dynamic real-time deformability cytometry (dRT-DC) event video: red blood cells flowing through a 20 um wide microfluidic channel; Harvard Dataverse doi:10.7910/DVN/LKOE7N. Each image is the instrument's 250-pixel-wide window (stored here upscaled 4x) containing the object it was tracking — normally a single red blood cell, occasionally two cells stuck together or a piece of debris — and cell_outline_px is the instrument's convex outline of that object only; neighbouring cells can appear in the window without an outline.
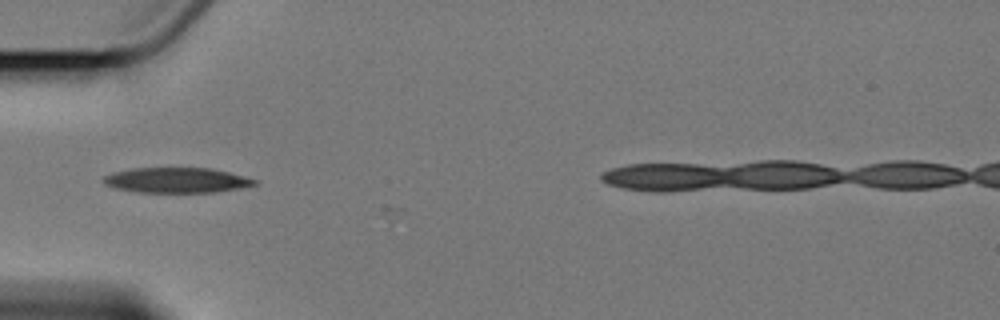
{"species": "Egyptian fruit bat (a non-hibernating species)", "species_latin": "Rousettus aegyptiacus", "temperature_condition": "cold", "stored_images_in_passage": 4, "camera_frame_rate_fps": 3000, "um_per_image_px": 0.085, "animal": {"sex": "female"}, "frame": {"image": 1, "passage_image": 1, "time_ms": 0.0, "image_size_px": [1000, 320], "cell_outline_px": [[256, 184], [240, 188], [216, 192], [136, 192], [116, 188], [104, 184], [100, 180], [104, 176], [116, 172], [132, 168], [212, 168], [228, 172], [256, 180]], "centroid_in_image_um": [14.97, 15.32], "position_along_channel_um": 70.0, "area_um2": 22.02}}
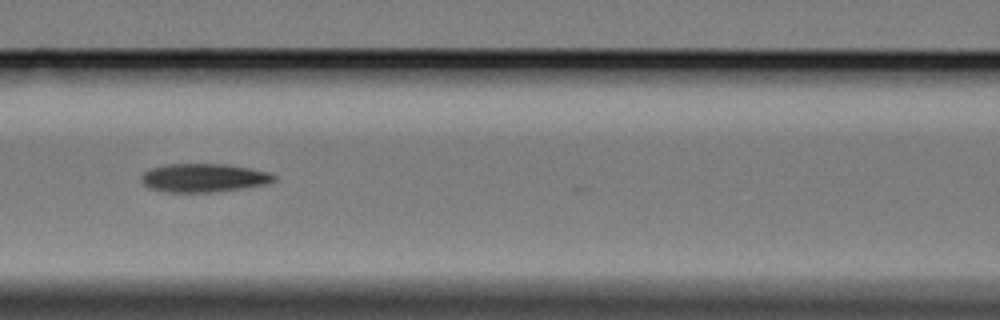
{"frame": {"image": 2, "passage_image": 3, "time_ms": 2.333, "image_size_px": [1000, 320], "cell_outline_px": [[276, 180], [264, 184], [240, 188], [212, 192], [168, 192], [152, 188], [144, 184], [140, 180], [140, 176], [144, 172], [152, 168], [164, 164], [228, 164], [268, 172], [276, 176]], "centroid_in_image_um": [17.29, 15.1], "position_along_channel_um": 149.3, "area_um2": 21.79}}
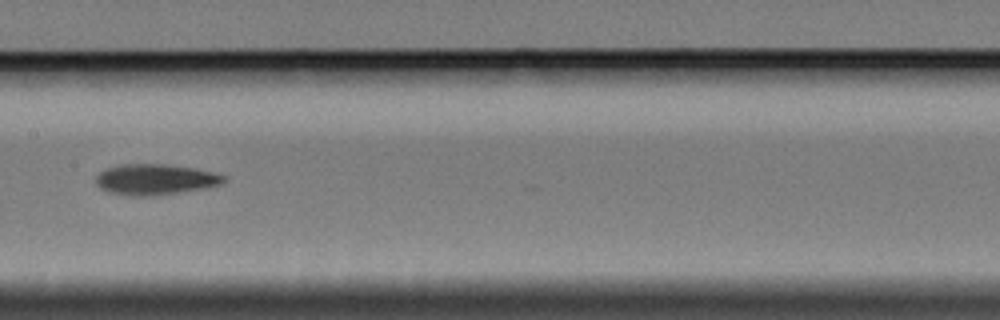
{"frame": {"image": 3, "passage_image": 4, "time_ms": 3.667, "image_size_px": [1000, 320], "cell_outline_px": [[224, 180], [220, 184], [180, 192], [152, 196], [132, 196], [108, 192], [100, 188], [96, 184], [96, 176], [104, 168], [120, 164], [164, 164], [192, 168], [212, 172], [224, 176]], "centroid_in_image_um": [13.1, 15.25], "position_along_channel_um": 194.3, "area_um2": 22.66}}